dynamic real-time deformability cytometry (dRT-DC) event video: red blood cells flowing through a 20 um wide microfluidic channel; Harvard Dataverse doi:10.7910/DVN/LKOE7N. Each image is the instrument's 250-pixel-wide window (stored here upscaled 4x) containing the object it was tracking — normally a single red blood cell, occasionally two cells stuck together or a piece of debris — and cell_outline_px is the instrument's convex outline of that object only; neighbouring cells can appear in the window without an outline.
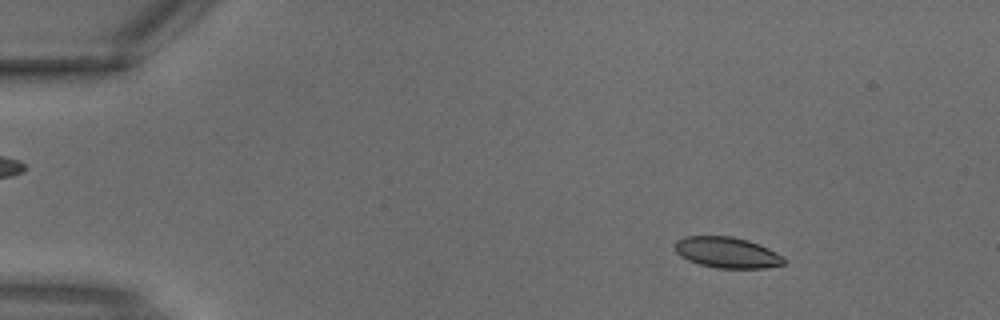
{"species": "common noctule bat (a hibernating species)", "species_latin": "Nyctalus noctula", "temperature_condition": "warm", "stored_images_in_passage": 3, "segment_of_instrument_passage": [1, 2], "camera_frame_rate_fps": 3000, "um_per_image_px": 0.085, "animal": {"sex": "male", "body_mass_g": 18.8}, "frame": {"image": 1, "passage_image": 1, "time_ms": 0.0, "image_size_px": [1000, 320], "cell_outline_px": [[784, 264], [764, 268], [716, 268], [700, 264], [688, 260], [680, 256], [676, 252], [676, 240], [684, 236], [732, 236], [748, 240], [768, 248], [784, 256]], "centroid_in_image_um": [61.8, 21.46], "position_along_channel_um": 23.2, "area_um2": 19.59}}